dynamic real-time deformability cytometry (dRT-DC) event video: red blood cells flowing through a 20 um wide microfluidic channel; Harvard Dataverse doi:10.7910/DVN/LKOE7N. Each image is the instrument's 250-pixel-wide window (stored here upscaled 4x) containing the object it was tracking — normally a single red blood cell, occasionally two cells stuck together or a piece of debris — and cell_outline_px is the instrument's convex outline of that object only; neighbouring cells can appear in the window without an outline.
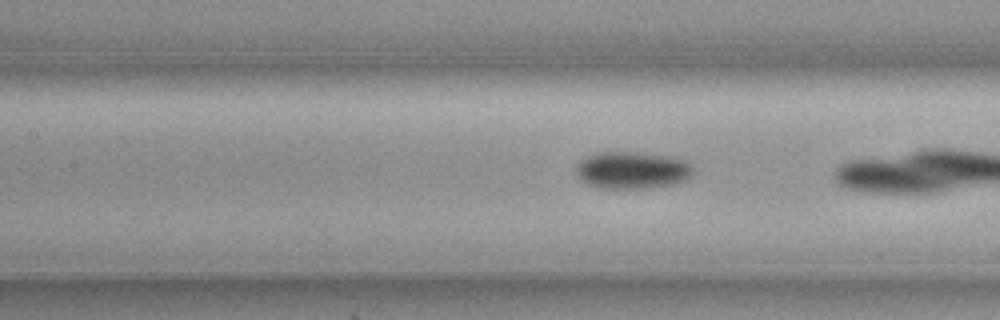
{"species": "common noctule bat (a hibernating species)", "species_latin": "Nyctalus noctula", "temperature_condition": "cold", "stored_images_in_passage": 19, "camera_frame_rate_fps": 3000, "um_per_image_px": 0.085, "animal": {"sex": "female", "body_mass_g": 19.3, "forearm_length_mm": 54.1}, "frame": {"image": 1, "passage_image": 14, "time_ms": 4.333, "image_size_px": [1000, 320], "cell_outline_px": [[696, 172], [688, 180], [672, 184], [648, 188], [596, 188], [580, 180], [576, 176], [576, 164], [580, 160], [588, 156], [600, 152], [640, 152], [676, 156], [692, 164], [696, 168]], "centroid_in_image_um": [53.8, 14.46], "position_along_channel_um": 153.6, "area_um2": 26.07}}